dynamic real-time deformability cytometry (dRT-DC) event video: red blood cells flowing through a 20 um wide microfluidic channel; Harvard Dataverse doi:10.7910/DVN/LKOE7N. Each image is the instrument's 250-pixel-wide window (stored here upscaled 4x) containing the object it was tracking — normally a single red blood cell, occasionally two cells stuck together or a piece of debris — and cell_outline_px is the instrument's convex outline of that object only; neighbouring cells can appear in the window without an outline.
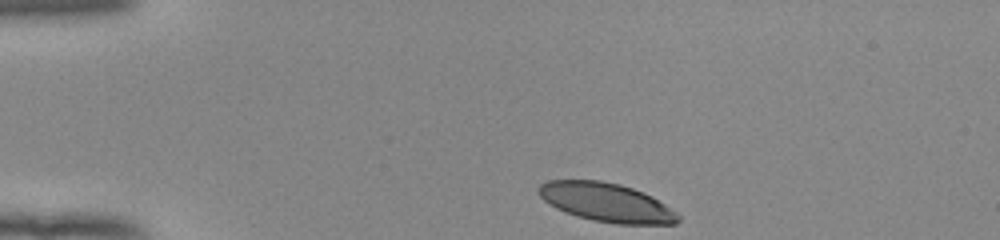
{"species": "human", "species_latin": "Homo sapiens", "temperature_condition": "room temperature", "stored_images_in_passage": 36, "camera_frame_rate_fps": 3000, "um_per_image_px": 0.085, "donor": {"sex": "female"}, "frame": {"image": 1, "passage_image": 1, "time_ms": 0.0, "image_size_px": [1000, 240], "cell_outline_px": [[680, 220], [676, 224], [616, 224], [592, 220], [576, 216], [564, 212], [556, 208], [544, 200], [540, 196], [536, 188], [540, 184], [548, 180], [600, 180], [620, 184], [644, 192], [652, 196], [676, 212], [680, 216]], "centroid_in_image_um": [51.54, 17.2], "position_along_channel_um": 33.5, "area_um2": 31.67}}
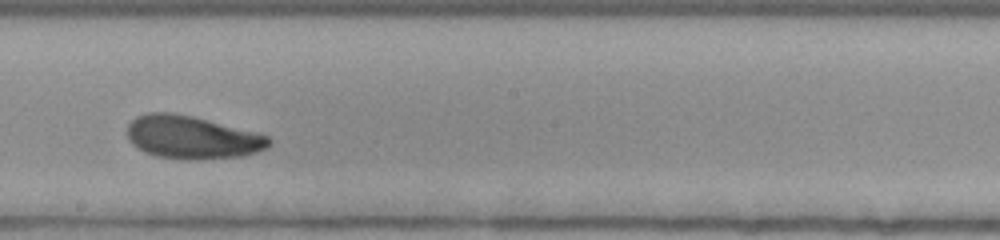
{"frame": {"image": 2, "passage_image": 21, "time_ms": 6.667, "image_size_px": [1000, 240], "cell_outline_px": [[272, 144], [268, 148], [244, 156], [192, 160], [156, 156], [144, 152], [136, 148], [128, 140], [128, 124], [136, 116], [148, 112], [172, 112], [192, 116], [260, 132], [268, 136], [272, 140]], "centroid_in_image_um": [16.35, 11.67], "position_along_channel_um": 231.8, "area_um2": 36.01}}
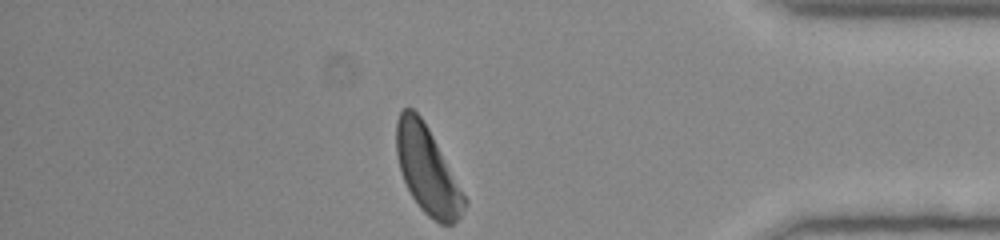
{"frame": {"image": 3, "passage_image": 36, "time_ms": 11.667, "image_size_px": [1000, 240], "cell_outline_px": [[468, 204], [460, 216], [452, 224], [440, 224], [432, 220], [420, 208], [412, 196], [404, 180], [400, 168], [396, 152], [396, 120], [400, 112], [404, 108], [412, 108], [420, 116], [428, 128], [468, 200]], "centroid_in_image_um": [36.33, 14.48], "position_along_channel_um": 398.9, "area_um2": 34.16}, "authors_computed_cell_mechanics": {"area_um2": 34.8823, "velocity_mm_per_s": 3.8961, "shape_relaxation_time_tau1_ms": 2.7192, "shape_relaxation_time_tau2_ms": 2.8495, "deformation_change_tau1": 0.1315, "deformation_change_tau2": 0.1036}}